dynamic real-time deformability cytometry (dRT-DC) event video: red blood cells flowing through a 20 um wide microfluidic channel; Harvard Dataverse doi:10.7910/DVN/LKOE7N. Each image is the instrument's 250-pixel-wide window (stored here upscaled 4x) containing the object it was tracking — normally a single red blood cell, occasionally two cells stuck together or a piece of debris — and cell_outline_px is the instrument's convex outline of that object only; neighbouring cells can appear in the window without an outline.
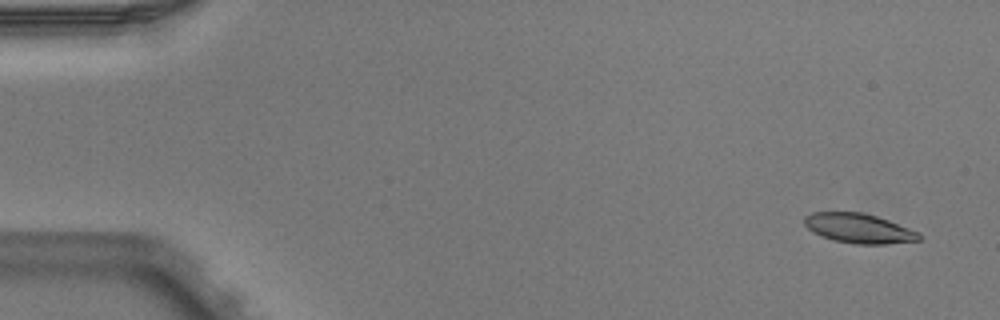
{"species": "Egyptian fruit bat (a non-hibernating species)", "species_latin": "Rousettus aegyptiacus", "temperature_condition": "warm", "stored_images_in_passage": 4, "camera_frame_rate_fps": 3000, "um_per_image_px": 0.085, "animal": {"sex": "male"}, "frame": {"image": 1, "passage_image": 1, "time_ms": 0.0, "image_size_px": [1000, 320], "cell_outline_px": [[920, 240], [884, 244], [856, 244], [836, 240], [812, 232], [804, 224], [804, 216], [812, 212], [860, 212], [876, 216], [888, 220], [920, 232]], "centroid_in_image_um": [73.0, 19.4], "position_along_channel_um": 12.0, "area_um2": 19.59}}
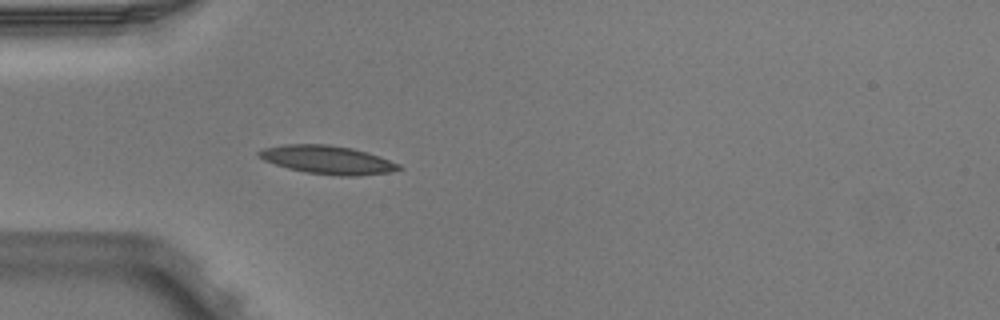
{"frame": {"image": 2, "passage_image": 4, "time_ms": 1.0, "image_size_px": [1000, 320], "cell_outline_px": [[404, 168], [388, 172], [356, 176], [340, 176], [304, 172], [288, 168], [264, 160], [256, 156], [256, 152], [264, 148], [288, 144], [328, 144], [352, 148], [368, 152], [380, 156], [400, 164]], "centroid_in_image_um": [27.85, 13.58], "position_along_channel_um": 57.2, "area_um2": 23.18}}